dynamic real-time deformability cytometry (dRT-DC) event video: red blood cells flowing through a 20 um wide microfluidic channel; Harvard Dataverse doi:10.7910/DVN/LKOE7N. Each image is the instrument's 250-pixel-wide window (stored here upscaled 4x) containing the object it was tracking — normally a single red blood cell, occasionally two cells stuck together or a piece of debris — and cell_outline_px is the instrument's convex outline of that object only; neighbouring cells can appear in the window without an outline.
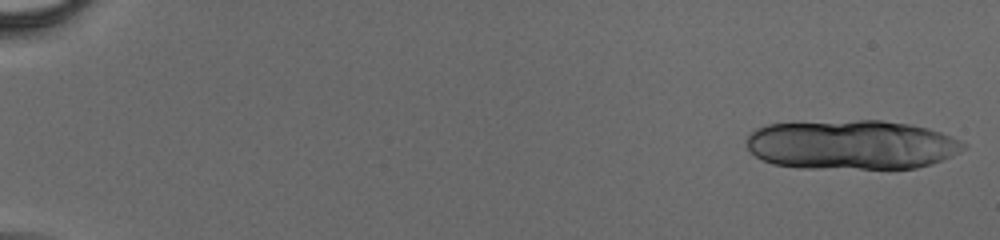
{"species": "human", "species_latin": "Homo sapiens", "temperature_condition": "cold", "stored_images_in_passage": 18, "camera_frame_rate_fps": 3000, "um_per_image_px": 0.085, "donor": {"sex": "male"}, "frame": {"image": 1, "passage_image": 1, "time_ms": 0.0, "image_size_px": [1000, 240], "cell_outline_px": [[968, 148], [952, 156], [932, 164], [916, 168], [800, 168], [772, 164], [756, 156], [748, 148], [748, 136], [756, 128], [768, 124], [856, 120], [880, 120], [908, 124], [928, 128], [940, 132], [960, 140], [968, 144]], "centroid_in_image_um": [72.43, 12.31], "position_along_channel_um": 12.6, "area_um2": 62.6}}